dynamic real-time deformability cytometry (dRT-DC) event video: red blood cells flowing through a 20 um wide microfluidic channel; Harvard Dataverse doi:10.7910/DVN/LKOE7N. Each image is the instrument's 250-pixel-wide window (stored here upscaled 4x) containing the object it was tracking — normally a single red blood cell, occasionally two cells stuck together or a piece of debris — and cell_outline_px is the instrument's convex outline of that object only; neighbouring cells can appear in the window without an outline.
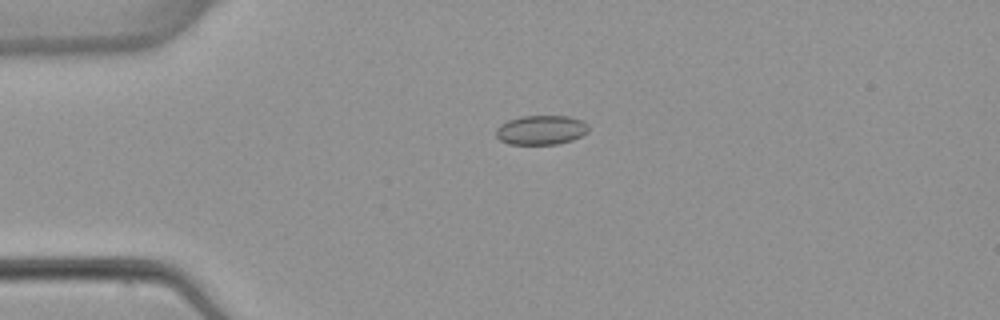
{"species": "common noctule bat (a hibernating species)", "species_latin": "Nyctalus noctula", "temperature_condition": "warm", "stored_images_in_passage": 7, "camera_frame_rate_fps": 3000, "um_per_image_px": 0.085, "animal": {"sex": "female", "body_mass_g": 22.7, "forearm_length_mm": 54.2}, "frame": {"image": 1, "passage_image": 4, "time_ms": 3.667, "image_size_px": [1000, 320], "cell_outline_px": [[588, 132], [572, 140], [556, 144], [508, 144], [500, 140], [496, 136], [496, 128], [500, 124], [508, 120], [520, 116], [568, 116], [580, 120], [588, 124]], "centroid_in_image_um": [45.97, 11.05], "position_along_channel_um": 39.0, "area_um2": 15.84}}
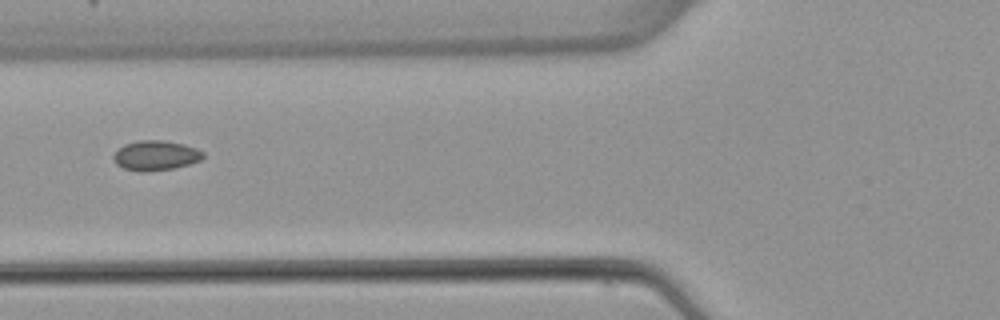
{"frame": {"image": 2, "passage_image": 6, "time_ms": 6.333, "image_size_px": [1000, 320], "cell_outline_px": [[204, 156], [200, 160], [176, 168], [124, 168], [116, 164], [112, 156], [124, 144], [140, 140], [164, 140], [184, 144], [196, 148], [204, 152]], "centroid_in_image_um": [13.28, 13.15], "position_along_channel_um": 112.5, "area_um2": 14.8}}
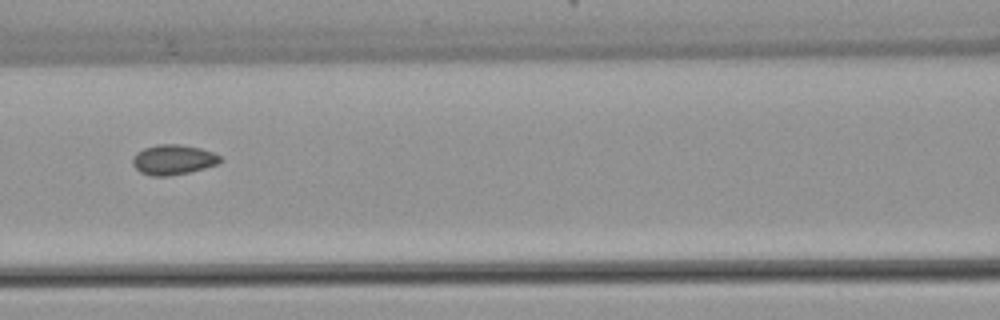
{"frame": {"image": 3, "passage_image": 7, "time_ms": 7.333, "image_size_px": [1000, 320], "cell_outline_px": [[224, 160], [216, 164], [204, 168], [188, 172], [168, 176], [152, 176], [140, 172], [132, 164], [132, 156], [136, 152], [144, 148], [156, 144], [180, 144], [200, 148], [212, 152], [220, 156]], "centroid_in_image_um": [14.69, 13.56], "position_along_channel_um": 151.9, "area_um2": 15.37}}